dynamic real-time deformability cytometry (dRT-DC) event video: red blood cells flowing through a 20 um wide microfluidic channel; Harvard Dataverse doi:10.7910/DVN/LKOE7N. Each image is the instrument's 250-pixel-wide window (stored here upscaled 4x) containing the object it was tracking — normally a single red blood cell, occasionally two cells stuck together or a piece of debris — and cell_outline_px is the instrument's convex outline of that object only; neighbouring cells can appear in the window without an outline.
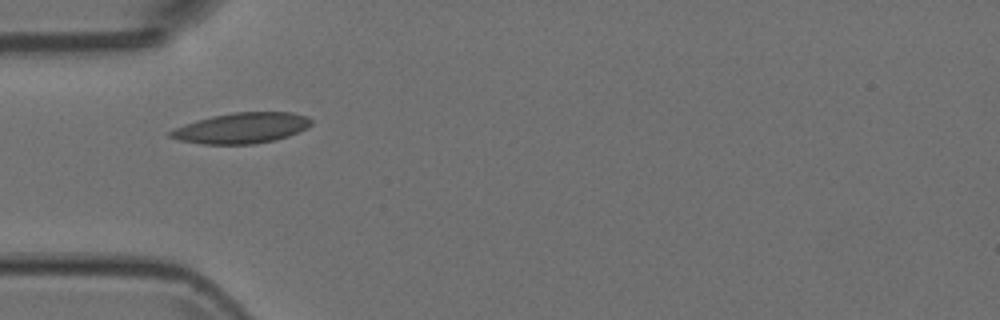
{"species": "Egyptian fruit bat (a non-hibernating species)", "species_latin": "Rousettus aegyptiacus", "temperature_condition": "room temperature", "stored_images_in_passage": 38, "camera_frame_rate_fps": 3000, "um_per_image_px": 0.085, "animal": {"sex": "female"}, "frame": {"image": 1, "passage_image": 1, "time_ms": 0.0, "image_size_px": [1000, 320], "cell_outline_px": [[312, 124], [288, 136], [276, 140], [252, 144], [204, 144], [180, 140], [168, 136], [168, 132], [184, 124], [196, 120], [212, 116], [236, 112], [292, 112], [308, 116], [312, 120]], "centroid_in_image_um": [20.54, 10.88], "position_along_channel_um": 64.5, "area_um2": 24.97}}
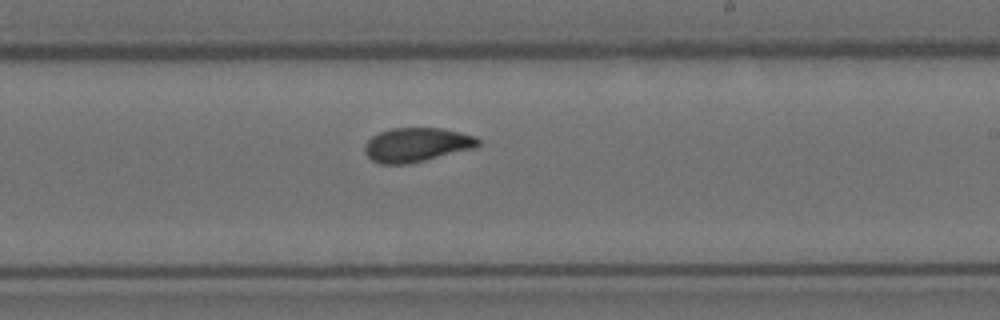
{"frame": {"image": 2, "passage_image": 16, "time_ms": 5.0, "image_size_px": [1000, 320], "cell_outline_px": [[480, 144], [476, 148], [408, 164], [380, 164], [372, 160], [364, 152], [364, 144], [372, 136], [380, 132], [392, 128], [440, 128], [460, 132], [476, 136], [480, 140]], "centroid_in_image_um": [35.42, 12.31], "position_along_channel_um": 253.6, "area_um2": 22.66}}
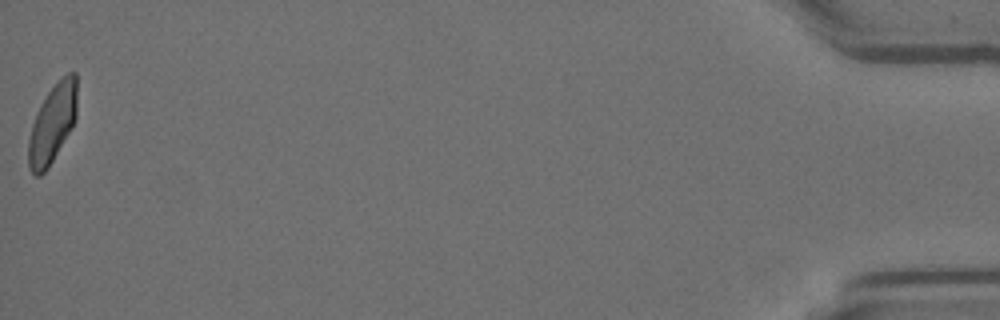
{"frame": {"image": 3, "passage_image": 38, "time_ms": 12.333, "image_size_px": [1000, 320], "cell_outline_px": [[76, 116], [72, 128], [48, 168], [40, 176], [36, 176], [28, 168], [28, 140], [32, 124], [36, 112], [48, 92], [68, 72], [76, 72]], "centroid_in_image_um": [4.44, 10.55], "position_along_channel_um": 430.8, "area_um2": 22.08}}